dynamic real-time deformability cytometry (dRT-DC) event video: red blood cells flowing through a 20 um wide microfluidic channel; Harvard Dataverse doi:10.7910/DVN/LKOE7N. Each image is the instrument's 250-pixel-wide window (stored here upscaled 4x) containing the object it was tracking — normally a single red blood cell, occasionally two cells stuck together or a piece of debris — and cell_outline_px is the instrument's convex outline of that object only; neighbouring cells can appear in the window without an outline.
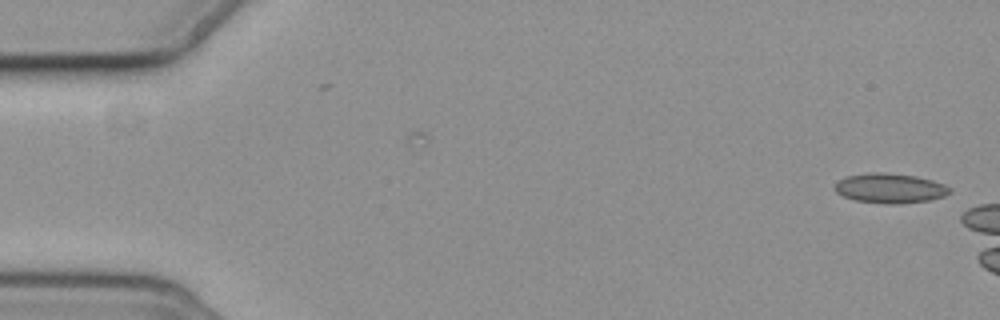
{"species": "common noctule bat (a hibernating species)", "species_latin": "Nyctalus noctula", "temperature_condition": "cold", "stored_images_in_passage": 3, "camera_frame_rate_fps": 3000, "um_per_image_px": 0.085, "animal": {"sex": "female", "body_mass_g": 19.3, "forearm_length_mm": 54.1}, "frame": {"image": 1, "passage_image": 1, "time_ms": 0.0, "image_size_px": [1000, 320], "cell_outline_px": [[952, 192], [944, 196], [928, 200], [900, 204], [888, 204], [856, 200], [844, 196], [836, 192], [832, 188], [844, 176], [868, 172], [884, 172], [916, 176], [932, 180], [944, 184], [952, 188]], "centroid_in_image_um": [75.65, 15.99], "position_along_channel_um": 9.3, "area_um2": 20.06}}